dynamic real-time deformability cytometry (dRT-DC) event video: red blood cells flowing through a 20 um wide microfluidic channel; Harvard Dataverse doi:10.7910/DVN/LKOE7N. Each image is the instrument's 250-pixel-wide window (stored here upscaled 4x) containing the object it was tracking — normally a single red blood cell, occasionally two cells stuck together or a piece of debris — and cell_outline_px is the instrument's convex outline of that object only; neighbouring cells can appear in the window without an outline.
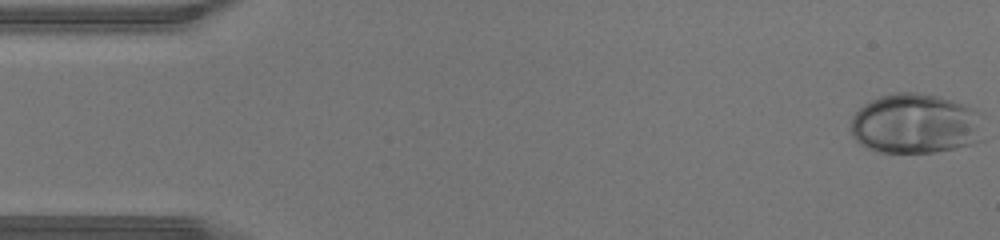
{"species": "human", "species_latin": "Homo sapiens", "temperature_condition": "warm", "stored_images_in_passage": 45, "camera_frame_rate_fps": 3000, "um_per_image_px": 0.085, "donor": {"sex": "male"}, "frame": {"image": 1, "passage_image": 1, "time_ms": 0.0, "image_size_px": [1000, 240], "cell_outline_px": [[980, 140], [968, 144], [952, 148], [932, 152], [880, 152], [868, 148], [860, 144], [856, 140], [852, 132], [852, 116], [864, 104], [880, 96], [896, 92], [916, 92], [936, 96], [952, 100], [968, 108]], "centroid_in_image_um": [77.62, 10.52], "position_along_channel_um": 7.4, "area_um2": 44.51}}
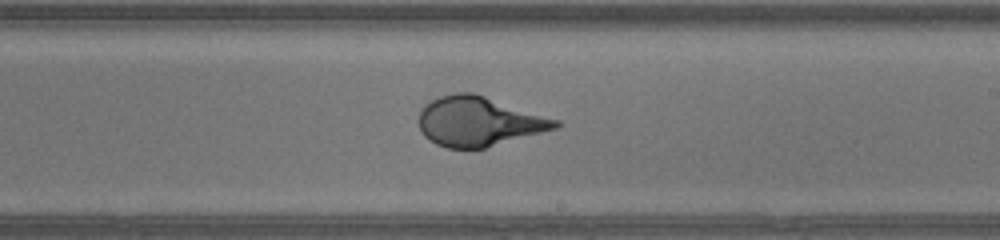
{"frame": {"image": 2, "passage_image": 26, "time_ms": 8.333, "image_size_px": [1000, 240], "cell_outline_px": [[560, 124], [556, 128], [484, 148], [448, 148], [436, 144], [428, 140], [424, 136], [420, 128], [420, 112], [432, 100], [440, 96], [456, 92], [472, 92], [560, 120]], "centroid_in_image_um": [40.69, 10.32], "position_along_channel_um": 248.3, "area_um2": 38.84}}
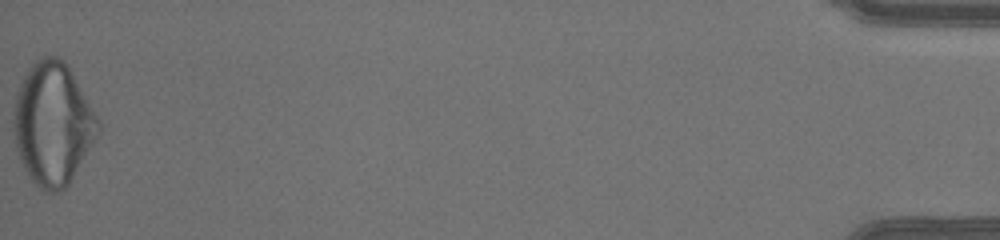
{"frame": {"image": 3, "passage_image": 45, "time_ms": 14.667, "image_size_px": [1000, 240], "cell_outline_px": [[100, 132], [68, 184], [64, 188], [56, 192], [44, 192], [32, 180], [24, 168], [20, 160], [16, 148], [12, 120], [16, 92], [28, 68], [40, 56], [60, 56], [68, 64], [100, 120]], "centroid_in_image_um": [4.48, 10.48], "position_along_channel_um": 430.7, "area_um2": 60.57}}